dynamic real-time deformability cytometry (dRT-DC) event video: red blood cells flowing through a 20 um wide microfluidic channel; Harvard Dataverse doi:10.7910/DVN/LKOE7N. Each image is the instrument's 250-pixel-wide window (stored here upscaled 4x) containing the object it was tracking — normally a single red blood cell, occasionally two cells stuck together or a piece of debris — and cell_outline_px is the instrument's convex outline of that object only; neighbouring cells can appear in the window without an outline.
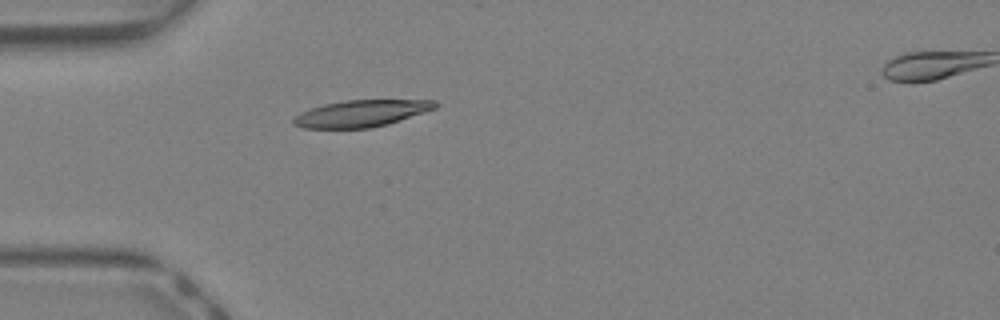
{"species": "Egyptian fruit bat (a non-hibernating species)", "species_latin": "Rousettus aegyptiacus", "temperature_condition": "warm", "stored_images_in_passage": 31, "camera_frame_rate_fps": 3000, "um_per_image_px": 0.085, "animal": {"sex": "female"}, "frame": {"image": 1, "passage_image": 1, "time_ms": 0.0, "image_size_px": [1000, 320], "cell_outline_px": [[440, 104], [436, 108], [388, 124], [368, 128], [304, 128], [292, 124], [292, 120], [300, 112], [324, 104], [344, 100], [436, 100]], "centroid_in_image_um": [30.71, 9.64], "position_along_channel_um": 54.3, "area_um2": 22.02}}
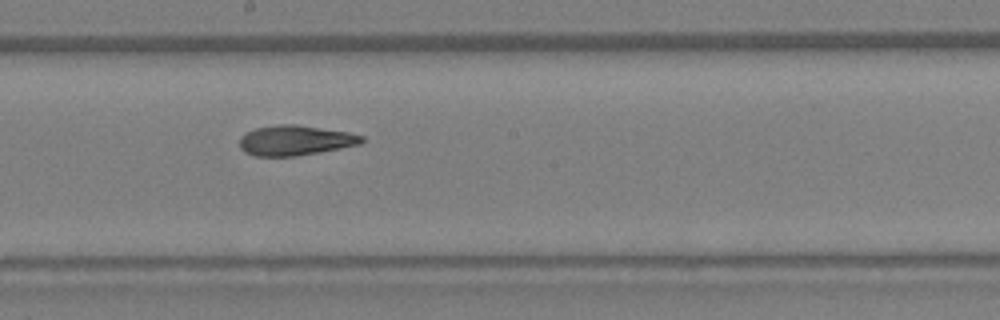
{"frame": {"image": 2, "passage_image": 12, "time_ms": 3.667, "image_size_px": [1000, 320], "cell_outline_px": [[364, 140], [360, 144], [320, 152], [296, 156], [256, 156], [244, 152], [240, 148], [240, 136], [244, 132], [256, 128], [276, 124], [296, 124], [348, 132], [364, 136]], "centroid_in_image_um": [25.06, 11.92], "position_along_channel_um": 223.1, "area_um2": 21.5}}
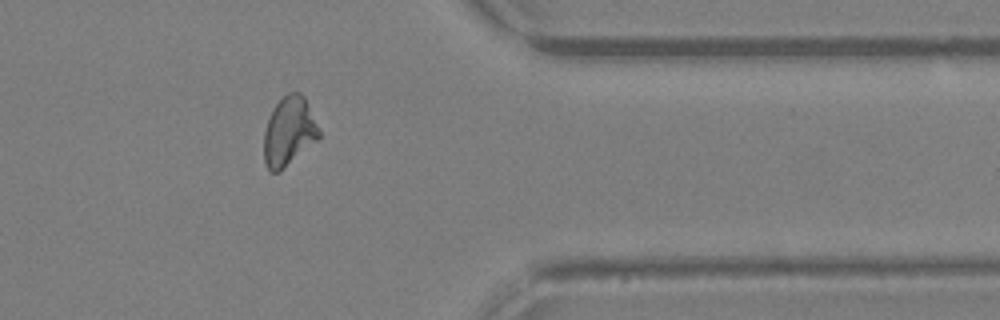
{"frame": {"image": 3, "passage_image": 23, "time_ms": 7.333, "image_size_px": [1000, 320], "cell_outline_px": [[320, 136], [316, 140], [280, 172], [272, 172], [268, 168], [264, 160], [264, 132], [268, 120], [276, 104], [288, 92], [300, 92], [304, 96], [320, 128]], "centroid_in_image_um": [24.57, 11.17], "position_along_channel_um": 386.8, "area_um2": 21.91}, "authors_computed_cell_mechanics": {"area_um2": 21.6172, "velocity_mm_per_s": 4.86, "shape_relaxation_time_tau1_ms": 8.8729, "shape_relaxation_time_tau2_ms": 4.1323, "deformation_change_tau1": 0.2757, "deformation_change_tau2": 0.0945}}